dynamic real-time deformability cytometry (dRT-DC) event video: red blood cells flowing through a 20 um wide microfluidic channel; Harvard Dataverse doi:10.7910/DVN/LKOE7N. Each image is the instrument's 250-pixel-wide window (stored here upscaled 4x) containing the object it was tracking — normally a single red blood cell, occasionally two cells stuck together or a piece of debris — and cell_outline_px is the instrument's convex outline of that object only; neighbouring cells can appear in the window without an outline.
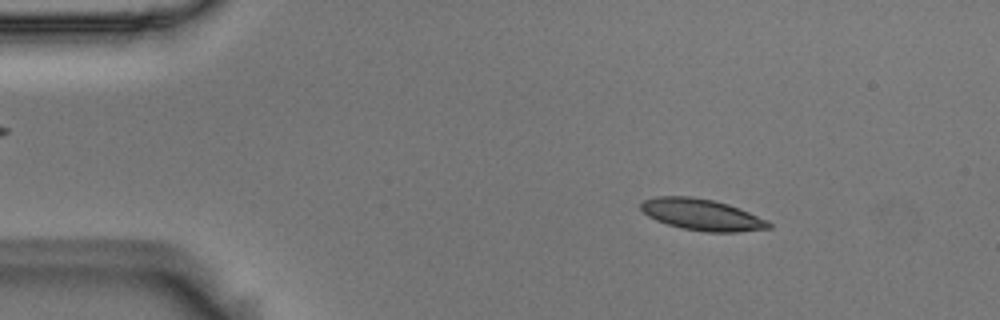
{"species": "Egyptian fruit bat (a non-hibernating species)", "species_latin": "Rousettus aegyptiacus", "temperature_condition": "room temperature", "stored_images_in_passage": 5, "segment_of_instrument_passage": [1, 2], "camera_frame_rate_fps": 3000, "um_per_image_px": 0.085, "animal": {"sex": "male"}, "frame": {"image": 1, "passage_image": 2, "time_ms": 0.333, "image_size_px": [1000, 320], "cell_outline_px": [[772, 228], [736, 232], [704, 232], [680, 228], [656, 220], [648, 216], [640, 208], [640, 204], [644, 200], [656, 196], [692, 196], [712, 200], [728, 204], [740, 208], [768, 220], [772, 224]], "centroid_in_image_um": [59.68, 18.25], "position_along_channel_um": 25.3, "area_um2": 23.52}}